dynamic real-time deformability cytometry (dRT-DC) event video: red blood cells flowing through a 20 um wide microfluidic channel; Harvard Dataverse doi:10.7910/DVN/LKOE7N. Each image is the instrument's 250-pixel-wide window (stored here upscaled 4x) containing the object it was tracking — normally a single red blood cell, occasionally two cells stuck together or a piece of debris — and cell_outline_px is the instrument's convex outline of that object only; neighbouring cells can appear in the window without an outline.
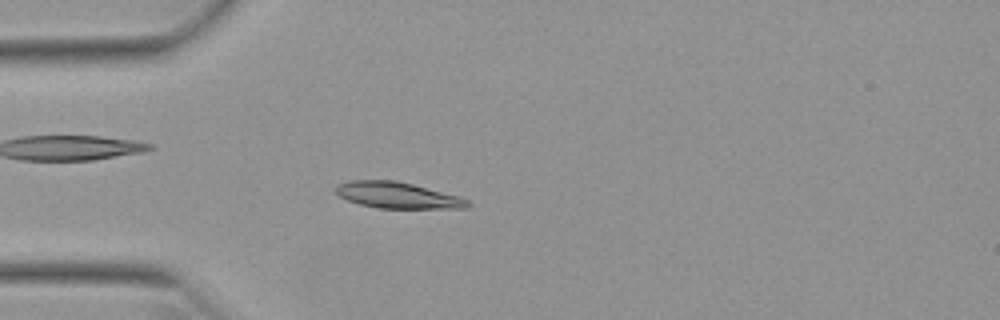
{"species": "Egyptian fruit bat (a non-hibernating species)", "species_latin": "Rousettus aegyptiacus", "temperature_condition": "warm", "stored_images_in_passage": 51, "camera_frame_rate_fps": 3000, "um_per_image_px": 0.085, "animal": {"sex": "female"}, "frame": {"image": 1, "passage_image": 14, "time_ms": 4.333, "image_size_px": [1000, 320], "cell_outline_px": [[472, 204], [468, 208], [380, 208], [360, 204], [348, 200], [340, 196], [336, 192], [336, 184], [348, 180], [396, 180], [460, 196], [468, 200]], "centroid_in_image_um": [33.8, 16.59], "position_along_channel_um": 51.2, "area_um2": 20.11}}
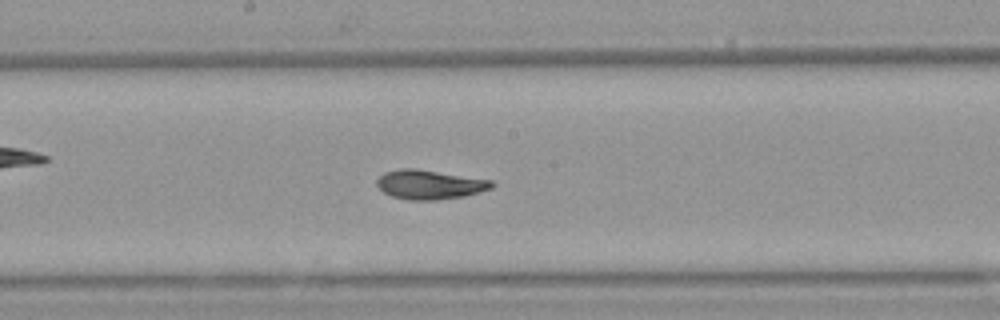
{"frame": {"image": 2, "passage_image": 27, "time_ms": 8.667, "image_size_px": [1000, 320], "cell_outline_px": [[496, 184], [492, 188], [464, 196], [436, 200], [408, 200], [392, 196], [384, 192], [376, 184], [376, 180], [384, 172], [400, 168], [416, 168], [492, 180]], "centroid_in_image_um": [36.52, 15.68], "position_along_channel_um": 211.7, "area_um2": 19.65}}
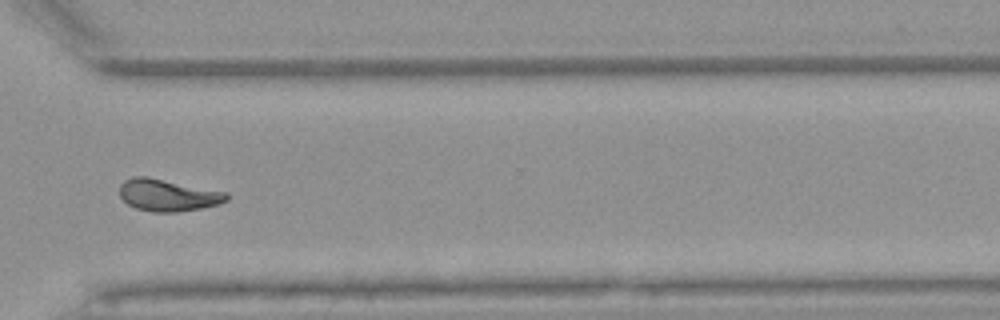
{"frame": {"image": 3, "passage_image": 38, "time_ms": 12.333, "image_size_px": [1000, 320], "cell_outline_px": [[228, 200], [220, 204], [200, 208], [176, 212], [152, 212], [136, 208], [128, 204], [120, 196], [120, 184], [124, 180], [132, 176], [148, 176], [228, 192]], "centroid_in_image_um": [14.27, 16.57], "position_along_channel_um": 356.3, "area_um2": 20.11}, "authors_computed_cell_mechanics": {"area_um2": 19.2474, "velocity_mm_per_s": 3.9347, "shape_relaxation_time_tau1_ms": 4.3685, "shape_relaxation_time_tau2_ms": 3.8072, "deformation_change_tau1": 0.1563, "deformation_change_tau2": 0.0774}}